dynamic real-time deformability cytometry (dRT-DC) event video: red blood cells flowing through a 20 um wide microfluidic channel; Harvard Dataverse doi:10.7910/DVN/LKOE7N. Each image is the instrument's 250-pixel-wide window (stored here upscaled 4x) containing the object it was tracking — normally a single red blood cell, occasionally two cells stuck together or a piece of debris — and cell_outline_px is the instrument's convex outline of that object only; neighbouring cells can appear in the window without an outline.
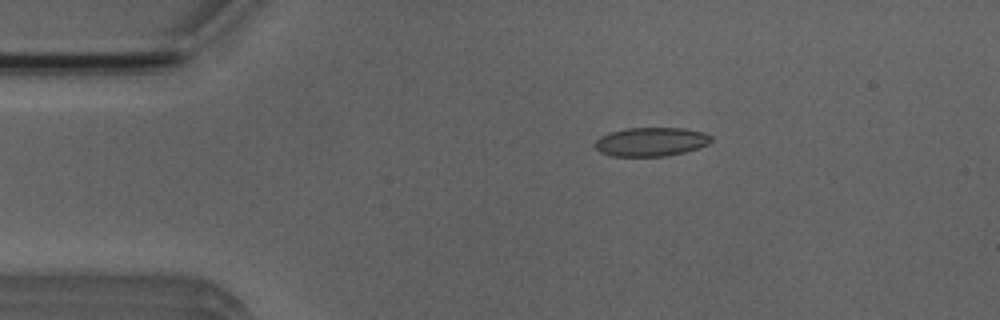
{"species": "Egyptian fruit bat (a non-hibernating species)", "species_latin": "Rousettus aegyptiacus", "temperature_condition": "room temperature", "stored_images_in_passage": 4, "camera_frame_rate_fps": 3000, "um_per_image_px": 0.085, "animal": {"sex": "male"}, "frame": {"image": 1, "passage_image": 2, "time_ms": 2.0, "image_size_px": [1000, 320], "cell_outline_px": [[712, 140], [708, 144], [684, 152], [664, 156], [612, 156], [600, 152], [596, 148], [596, 140], [600, 136], [612, 132], [628, 128], [684, 128], [704, 132], [712, 136]], "centroid_in_image_um": [55.36, 12.05], "position_along_channel_um": 29.6, "area_um2": 19.36}}